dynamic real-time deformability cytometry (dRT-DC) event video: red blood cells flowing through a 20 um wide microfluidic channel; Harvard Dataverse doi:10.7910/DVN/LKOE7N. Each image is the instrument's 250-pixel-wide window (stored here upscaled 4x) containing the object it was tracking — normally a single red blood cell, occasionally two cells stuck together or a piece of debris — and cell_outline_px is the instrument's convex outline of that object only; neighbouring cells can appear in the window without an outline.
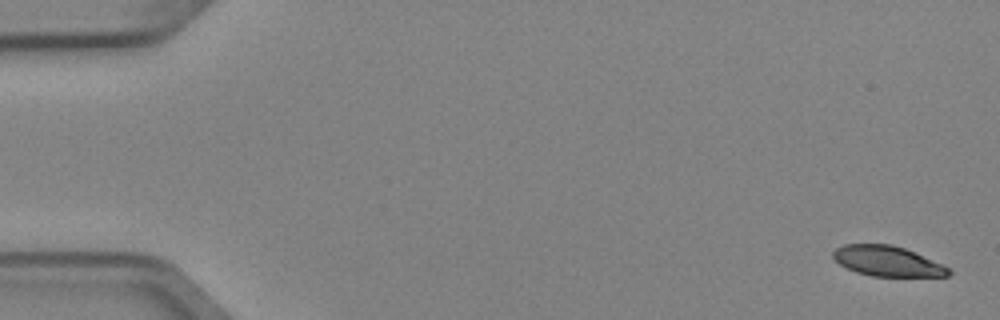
{"species": "Egyptian fruit bat (a non-hibernating species)", "species_latin": "Rousettus aegyptiacus", "temperature_condition": "cold", "stored_images_in_passage": 5, "camera_frame_rate_fps": 3000, "um_per_image_px": 0.085, "animal": {"sex": "female"}, "frame": {"image": 1, "passage_image": 1, "time_ms": 0.0, "image_size_px": [1000, 320], "cell_outline_px": [[952, 272], [948, 276], [872, 276], [856, 272], [840, 264], [832, 256], [832, 252], [836, 248], [844, 244], [892, 244], [904, 248], [952, 268]], "centroid_in_image_um": [75.44, 22.19], "position_along_channel_um": 9.6, "area_um2": 20.29}}
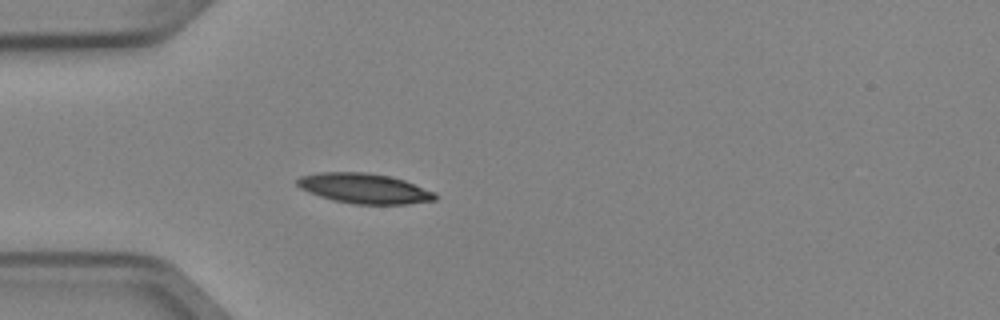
{"frame": {"image": 2, "passage_image": 5, "time_ms": 1.333, "image_size_px": [1000, 320], "cell_outline_px": [[436, 200], [404, 204], [352, 204], [332, 200], [308, 192], [300, 188], [296, 184], [296, 180], [300, 176], [320, 172], [364, 172], [392, 176], [404, 180], [436, 192]], "centroid_in_image_um": [30.96, 16.01], "position_along_channel_um": 54.0, "area_um2": 24.28}}